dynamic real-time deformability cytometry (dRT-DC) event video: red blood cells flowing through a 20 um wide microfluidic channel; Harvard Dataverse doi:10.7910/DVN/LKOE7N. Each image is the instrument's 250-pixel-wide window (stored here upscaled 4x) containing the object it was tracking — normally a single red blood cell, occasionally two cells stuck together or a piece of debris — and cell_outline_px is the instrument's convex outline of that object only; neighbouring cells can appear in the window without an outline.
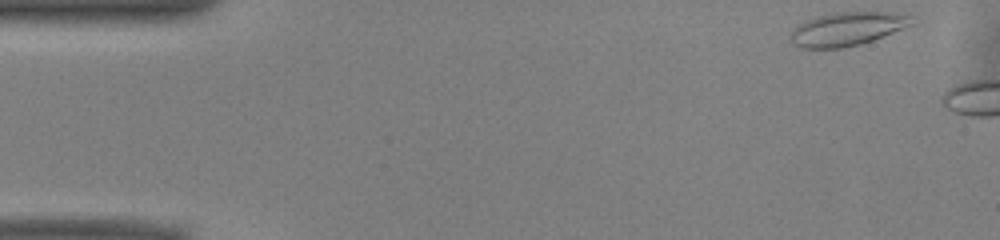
{"species": "common noctule bat (a hibernating species)", "species_latin": "Nyctalus noctula", "temperature_condition": "warm", "stored_images_in_passage": 5, "camera_frame_rate_fps": 3000, "um_per_image_px": 0.085, "animal": {"sex": "male", "body_mass_g": 13.0, "forearm_length_mm": 53.1}, "frame": {"image": 1, "passage_image": 1, "time_ms": 0.0, "image_size_px": [1000, 240], "cell_outline_px": [[916, 24], [872, 40], [860, 44], [844, 48], [800, 48], [792, 44], [792, 28], [796, 24], [804, 20], [816, 16], [836, 12], [888, 12], [908, 16]], "centroid_in_image_um": [71.96, 2.46], "position_along_channel_um": 13.0, "area_um2": 23.76}}